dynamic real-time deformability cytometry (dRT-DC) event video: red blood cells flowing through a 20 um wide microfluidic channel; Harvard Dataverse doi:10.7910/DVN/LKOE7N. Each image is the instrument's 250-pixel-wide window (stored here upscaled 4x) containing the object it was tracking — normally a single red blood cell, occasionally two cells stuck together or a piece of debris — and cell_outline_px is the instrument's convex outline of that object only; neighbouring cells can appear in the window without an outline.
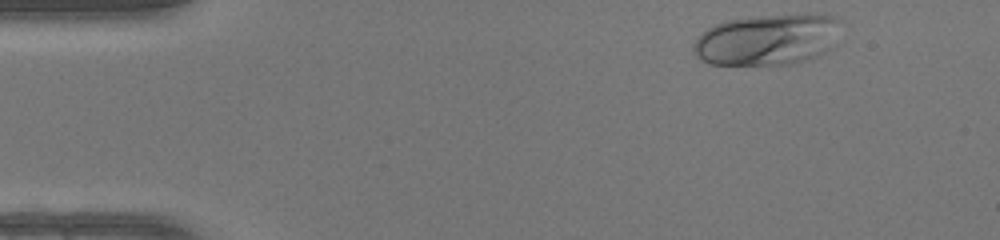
{"species": "human", "species_latin": "Homo sapiens", "temperature_condition": "warm", "stored_images_in_passage": 37, "camera_frame_rate_fps": 3000, "um_per_image_px": 0.085, "donor": {"sex": "female"}, "frame": {"image": 1, "passage_image": 1, "time_ms": 0.0, "image_size_px": [1000, 240], "cell_outline_px": [[836, 20], [828, 48], [824, 52], [816, 56], [792, 64], [708, 64], [700, 60], [692, 52], [692, 48], [696, 40], [708, 28], [716, 24], [728, 20], [748, 16], [812, 12], [836, 16]], "centroid_in_image_um": [65.12, 3.34], "position_along_channel_um": 19.9, "area_um2": 43.47}}
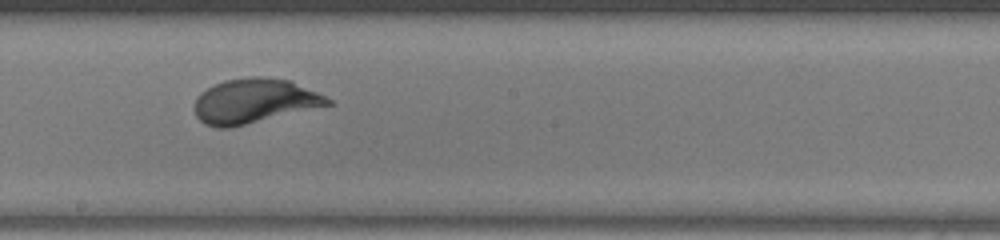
{"frame": {"image": 2, "passage_image": 22, "time_ms": 7.0, "image_size_px": [1000, 240], "cell_outline_px": [[332, 104], [228, 128], [216, 128], [204, 124], [196, 116], [192, 108], [196, 96], [200, 92], [224, 80], [248, 76], [264, 76], [292, 80], [332, 100]], "centroid_in_image_um": [21.55, 8.57], "position_along_channel_um": 226.6, "area_um2": 34.68}}
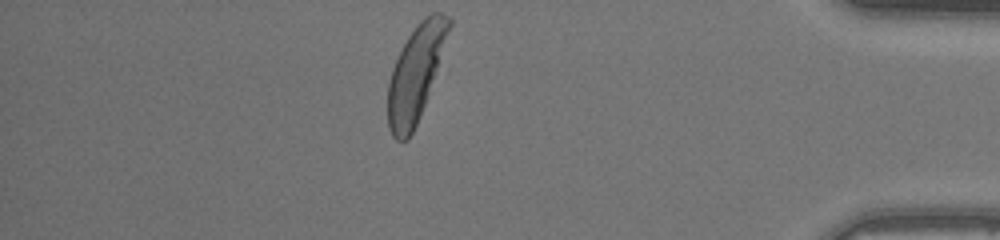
{"frame": {"image": 3, "passage_image": 37, "time_ms": 12.0, "image_size_px": [1000, 240], "cell_outline_px": [[452, 24], [424, 104], [416, 124], [408, 140], [396, 140], [392, 136], [388, 128], [388, 84], [392, 68], [408, 36], [416, 24], [424, 16], [432, 12], [440, 12], [448, 16], [452, 20]], "centroid_in_image_um": [35.31, 6.21], "position_along_channel_um": 399.9, "area_um2": 33.18}, "authors_computed_cell_mechanics": {"area_um2": 34.6222, "velocity_mm_per_s": 4.2835, "shape_relaxation_time_tau1_ms": 2.4566, "shape_relaxation_time_tau2_ms": null, "deformation_change_tau1": 0.1614, "deformation_change_tau2": null}}